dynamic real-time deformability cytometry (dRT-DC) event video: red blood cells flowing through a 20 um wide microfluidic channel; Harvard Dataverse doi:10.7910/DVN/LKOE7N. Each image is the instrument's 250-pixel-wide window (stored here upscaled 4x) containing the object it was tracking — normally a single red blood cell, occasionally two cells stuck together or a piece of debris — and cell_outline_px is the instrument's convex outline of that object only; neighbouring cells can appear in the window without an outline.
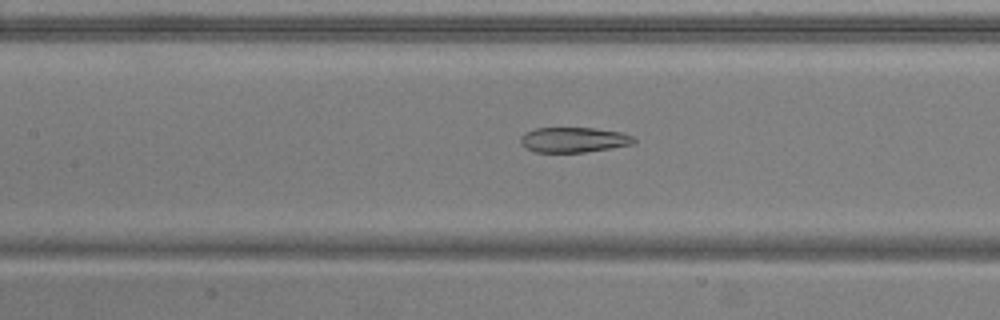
{"species": "common noctule bat (a hibernating species)", "species_latin": "Nyctalus noctula", "temperature_condition": "warm", "stored_images_in_passage": 53, "camera_frame_rate_fps": 3000, "um_per_image_px": 0.085, "animal": {"sex": "male", "body_mass_g": 20.5, "forearm_length_mm": 52.5}, "frame": {"image": 1, "passage_image": 24, "time_ms": 7.667, "image_size_px": [1000, 320], "cell_outline_px": [[636, 140], [632, 144], [584, 152], [536, 152], [524, 148], [520, 144], [520, 136], [524, 132], [536, 128], [592, 128], [620, 132], [632, 136]], "centroid_in_image_um": [48.68, 11.88], "position_along_channel_um": 158.7, "area_um2": 16.53}}
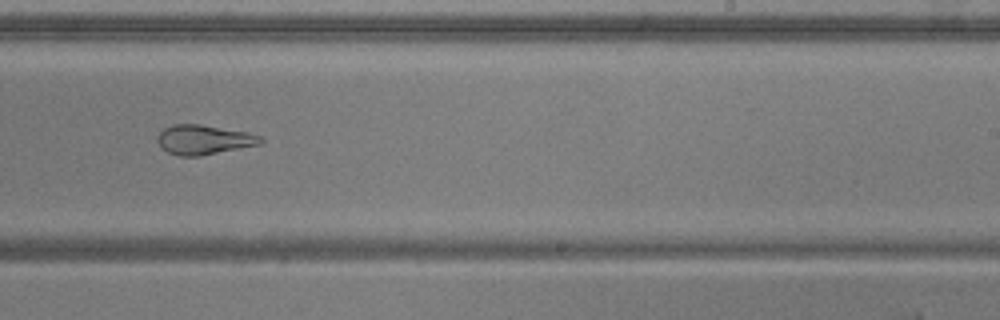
{"frame": {"image": 2, "passage_image": 33, "time_ms": 10.667, "image_size_px": [1000, 320], "cell_outline_px": [[264, 140], [260, 144], [200, 156], [180, 156], [168, 152], [160, 148], [156, 140], [156, 136], [164, 128], [172, 124], [200, 124], [248, 132], [260, 136]], "centroid_in_image_um": [17.28, 11.87], "position_along_channel_um": 271.7, "area_um2": 17.86}}
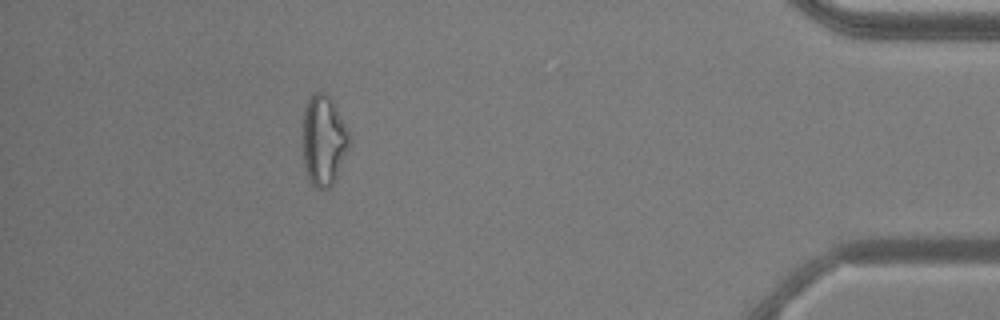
{"frame": {"image": 3, "passage_image": 48, "time_ms": 15.667, "image_size_px": [1000, 320], "cell_outline_px": [[348, 148], [336, 176], [332, 184], [328, 188], [316, 188], [308, 180], [304, 168], [304, 108], [308, 96], [312, 92], [324, 92], [332, 100], [348, 132]], "centroid_in_image_um": [27.47, 11.92], "position_along_channel_um": 407.7, "area_um2": 23.99}, "authors_computed_cell_mechanics": {"area_um2": 23.2934, "velocity_mm_per_s": 3.7806, "shape_relaxation_time_tau1_ms": null, "shape_relaxation_time_tau2_ms": 3.0863, "deformation_change_tau1": null, "deformation_change_tau2": 0.1053}}